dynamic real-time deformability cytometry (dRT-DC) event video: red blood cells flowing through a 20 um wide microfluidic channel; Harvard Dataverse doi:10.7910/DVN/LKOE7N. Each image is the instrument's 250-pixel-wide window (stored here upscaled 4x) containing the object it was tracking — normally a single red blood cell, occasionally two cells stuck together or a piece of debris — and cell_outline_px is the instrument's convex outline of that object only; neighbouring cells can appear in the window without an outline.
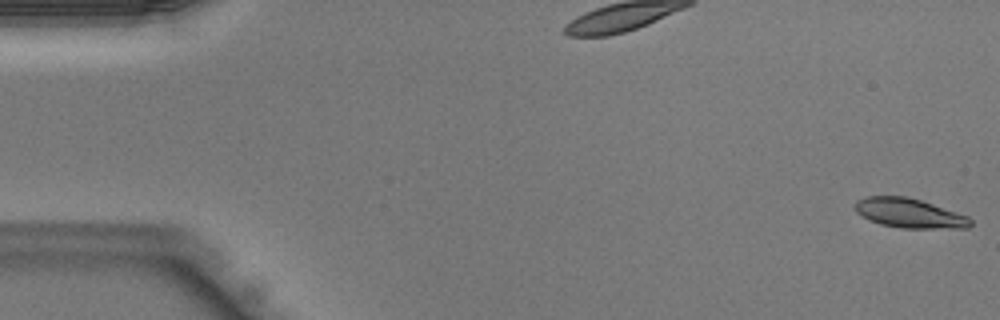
{"species": "Egyptian fruit bat (a non-hibernating species)", "species_latin": "Rousettus aegyptiacus", "temperature_condition": "warm", "stored_images_in_passage": 44, "segment_of_instrument_passage": [1, 2], "camera_frame_rate_fps": 3000, "um_per_image_px": 0.085, "animal": {"sex": "male"}, "frame": {"image": 1, "passage_image": 1, "time_ms": 0.0, "image_size_px": [1000, 320], "cell_outline_px": [[972, 224], [968, 228], [900, 228], [880, 224], [868, 220], [856, 212], [856, 200], [864, 196], [908, 196], [968, 216], [972, 220]], "centroid_in_image_um": [77.28, 18.12], "position_along_channel_um": 7.7, "area_um2": 19.83}}
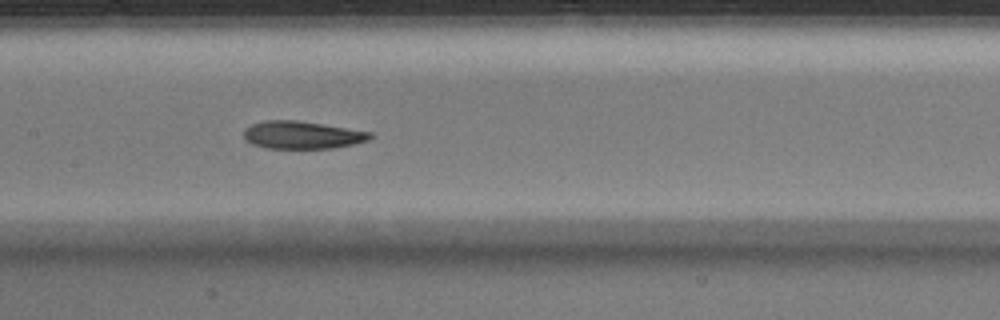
{"frame": {"image": 2, "passage_image": 21, "time_ms": 6.667, "image_size_px": [1000, 320], "cell_outline_px": [[376, 136], [368, 140], [352, 144], [332, 148], [264, 148], [252, 144], [244, 140], [244, 128], [252, 124], [264, 120], [296, 120], [372, 132]], "centroid_in_image_um": [25.66, 11.47], "position_along_channel_um": 181.7, "area_um2": 20.4}}
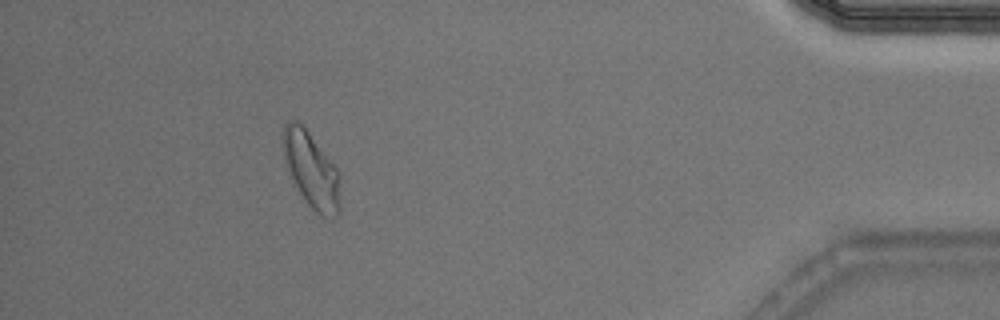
{"frame": {"image": 3, "passage_image": 39, "time_ms": 12.667, "image_size_px": [1000, 320], "cell_outline_px": [[340, 212], [336, 216], [320, 216], [308, 204], [300, 192], [292, 176], [284, 152], [284, 124], [288, 120], [296, 120], [308, 132], [336, 168], [340, 204]], "centroid_in_image_um": [26.48, 14.47], "position_along_channel_um": 408.7, "area_um2": 23.81}}